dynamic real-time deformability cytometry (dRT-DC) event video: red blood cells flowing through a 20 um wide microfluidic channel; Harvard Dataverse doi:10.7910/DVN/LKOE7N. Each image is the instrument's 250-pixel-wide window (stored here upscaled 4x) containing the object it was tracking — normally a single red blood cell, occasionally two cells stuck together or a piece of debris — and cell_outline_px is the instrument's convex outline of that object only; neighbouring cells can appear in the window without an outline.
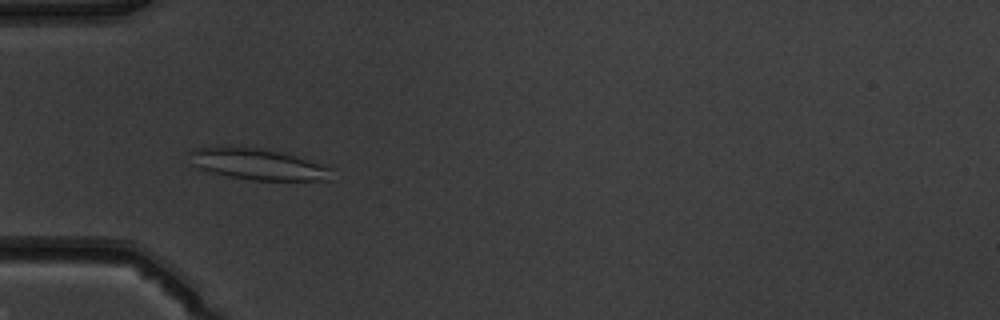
{"species": "common noctule bat (a hibernating species)", "species_latin": "Nyctalus noctula", "temperature_condition": "warm", "stored_images_in_passage": 6, "camera_frame_rate_fps": 3000, "um_per_image_px": 0.085, "animal": {"sex": "male", "body_mass_g": 19.5, "forearm_length_mm": 54.6}, "frame": {"image": 1, "passage_image": 4, "time_ms": 3.333, "image_size_px": [1000, 320], "cell_outline_px": [[332, 168], [328, 180], [252, 180], [212, 172], [200, 168], [192, 164], [188, 152], [192, 148], [216, 144], [232, 144], [268, 148], [284, 152], [324, 164]], "centroid_in_image_um": [21.84, 13.88], "position_along_channel_um": 63.2, "area_um2": 26.76}}